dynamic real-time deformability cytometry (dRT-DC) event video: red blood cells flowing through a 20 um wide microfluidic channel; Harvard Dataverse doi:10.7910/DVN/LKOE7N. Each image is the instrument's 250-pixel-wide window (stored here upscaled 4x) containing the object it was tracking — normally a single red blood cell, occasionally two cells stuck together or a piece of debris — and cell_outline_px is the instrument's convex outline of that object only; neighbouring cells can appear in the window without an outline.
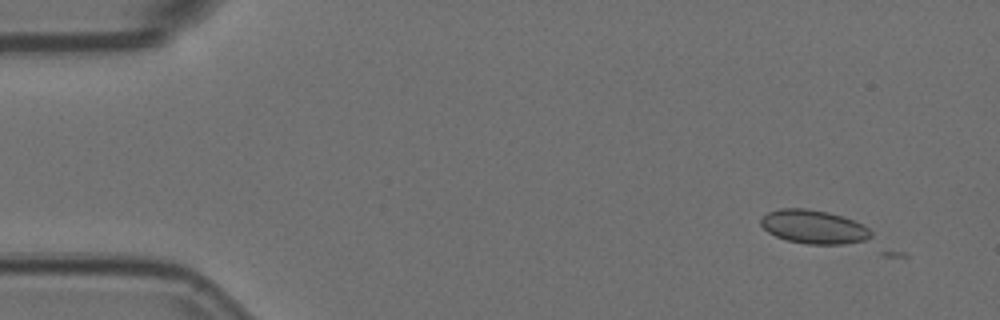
{"species": "Egyptian fruit bat (a non-hibernating species)", "species_latin": "Rousettus aegyptiacus", "temperature_condition": "room temperature", "stored_images_in_passage": 9, "camera_frame_rate_fps": 3000, "um_per_image_px": 0.085, "animal": {"sex": "female"}, "frame": {"image": 1, "passage_image": 2, "time_ms": 0.333, "image_size_px": [1000, 320], "cell_outline_px": [[872, 236], [864, 240], [844, 244], [808, 244], [788, 240], [776, 236], [768, 232], [760, 224], [760, 216], [768, 212], [780, 208], [804, 208], [828, 212], [852, 220], [868, 228], [872, 232]], "centroid_in_image_um": [69.12, 19.27], "position_along_channel_um": 15.9, "area_um2": 21.44}}